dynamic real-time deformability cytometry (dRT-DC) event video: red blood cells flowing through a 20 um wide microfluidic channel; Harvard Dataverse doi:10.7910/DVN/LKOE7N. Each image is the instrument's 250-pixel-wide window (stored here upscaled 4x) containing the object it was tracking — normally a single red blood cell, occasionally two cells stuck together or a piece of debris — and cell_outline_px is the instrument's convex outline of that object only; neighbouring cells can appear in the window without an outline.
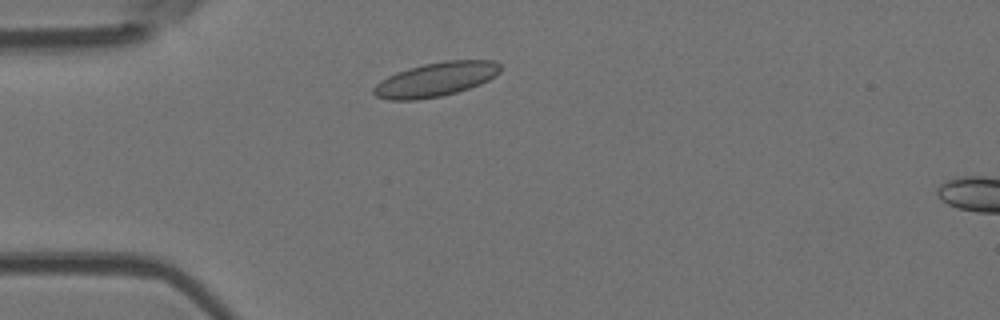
{"species": "Egyptian fruit bat (a non-hibernating species)", "species_latin": "Rousettus aegyptiacus", "temperature_condition": "room temperature", "stored_images_in_passage": 2, "camera_frame_rate_fps": 3000, "um_per_image_px": 0.085, "animal": {"sex": "female"}, "frame": {"image": 1, "passage_image": 1, "time_ms": 0.0, "image_size_px": [1000, 320], "cell_outline_px": [[500, 72], [496, 76], [480, 84], [456, 92], [440, 96], [416, 100], [388, 100], [376, 96], [372, 92], [372, 88], [380, 80], [396, 72], [408, 68], [424, 64], [444, 60], [496, 60], [500, 64]], "centroid_in_image_um": [37.03, 6.74], "position_along_channel_um": 48.0, "area_um2": 25.32}}